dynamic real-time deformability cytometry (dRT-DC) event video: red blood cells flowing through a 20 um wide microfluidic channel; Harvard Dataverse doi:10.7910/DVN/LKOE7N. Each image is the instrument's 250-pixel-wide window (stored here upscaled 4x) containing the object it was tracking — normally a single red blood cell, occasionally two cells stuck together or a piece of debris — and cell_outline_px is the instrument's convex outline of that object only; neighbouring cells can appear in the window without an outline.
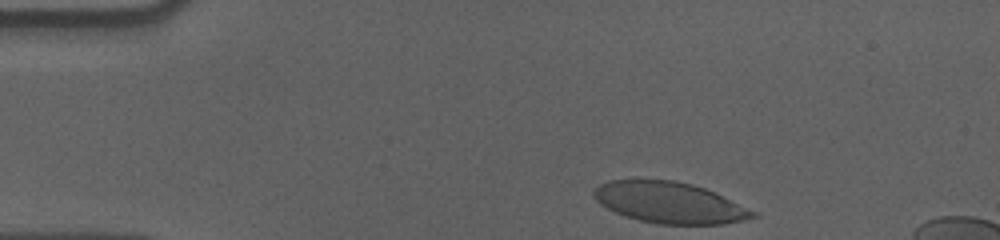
{"species": "human", "species_latin": "Homo sapiens", "temperature_condition": "cold", "stored_images_in_passage": 38, "camera_frame_rate_fps": 3000, "um_per_image_px": 0.085, "donor": {"sex": "male"}, "frame": {"image": 1, "passage_image": 1, "time_ms": 0.0, "image_size_px": [1000, 240], "cell_outline_px": [[760, 216], [744, 220], [724, 224], [656, 224], [624, 216], [600, 204], [592, 196], [592, 192], [600, 184], [608, 180], [676, 180], [692, 184], [716, 192], [760, 212]], "centroid_in_image_um": [56.98, 17.23], "position_along_channel_um": 28.0, "area_um2": 38.49}}
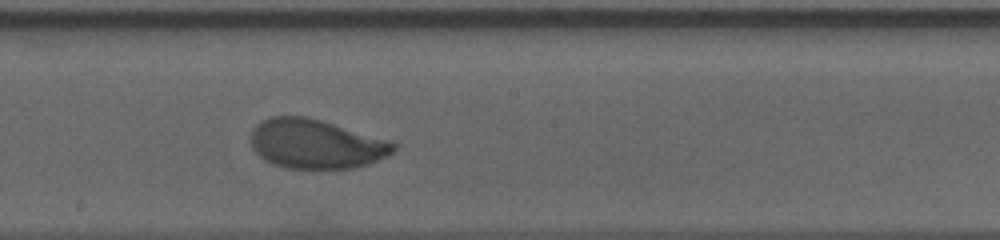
{"frame": {"image": 2, "passage_image": 23, "time_ms": 7.333, "image_size_px": [1000, 240], "cell_outline_px": [[400, 144], [388, 156], [368, 164], [356, 168], [284, 168], [272, 164], [264, 160], [252, 148], [252, 128], [260, 120], [272, 116], [308, 116], [392, 140]], "centroid_in_image_um": [26.89, 12.22], "position_along_channel_um": 221.3, "area_um2": 41.56}}
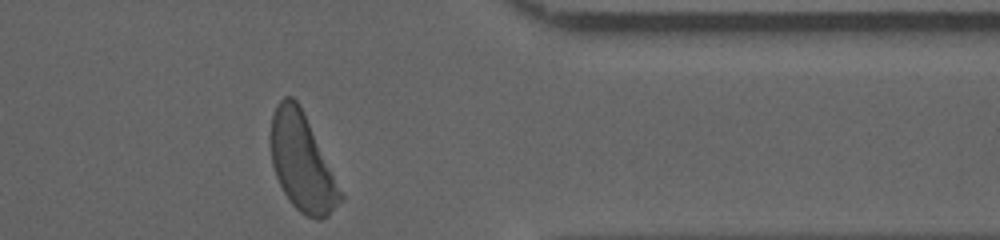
{"frame": {"image": 3, "passage_image": 38, "time_ms": 12.333, "image_size_px": [1000, 240], "cell_outline_px": [[344, 200], [328, 216], [320, 220], [316, 220], [300, 212], [292, 204], [284, 192], [276, 176], [272, 164], [272, 116], [276, 104], [284, 96], [292, 96], [300, 104], [344, 196]], "centroid_in_image_um": [25.69, 13.82], "position_along_channel_um": 385.7, "area_um2": 39.02}, "authors_computed_cell_mechanics": {"area_um2": 41.4426, "velocity_mm_per_s": 3.5486, "shape_relaxation_time_tau1_ms": 3.4317, "shape_relaxation_time_tau2_ms": null, "deformation_change_tau1": 0.1662, "deformation_change_tau2": null}}